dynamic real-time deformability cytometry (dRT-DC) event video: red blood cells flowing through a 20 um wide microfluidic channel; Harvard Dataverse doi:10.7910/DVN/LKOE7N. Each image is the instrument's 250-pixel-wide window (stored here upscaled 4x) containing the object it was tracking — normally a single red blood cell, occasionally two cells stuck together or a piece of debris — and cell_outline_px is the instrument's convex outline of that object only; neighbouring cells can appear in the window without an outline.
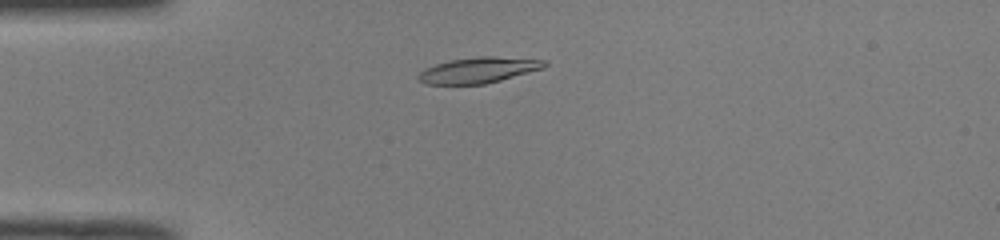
{"species": "common noctule bat (a hibernating species)", "species_latin": "Nyctalus noctula", "temperature_condition": "room temperature", "stored_images_in_passage": 38, "camera_frame_rate_fps": 3000, "um_per_image_px": 0.085, "animal": {"sex": "male", "body_mass_g": 19.0, "forearm_length_mm": 50.8}, "frame": {"image": 1, "passage_image": 1, "time_ms": 0.0, "image_size_px": [1000, 240], "cell_outline_px": [[548, 64], [544, 68], [500, 80], [484, 84], [424, 84], [416, 80], [416, 76], [424, 68], [448, 60], [480, 56], [492, 56], [548, 60]], "centroid_in_image_um": [40.64, 5.96], "position_along_channel_um": 44.4, "area_um2": 19.07}}
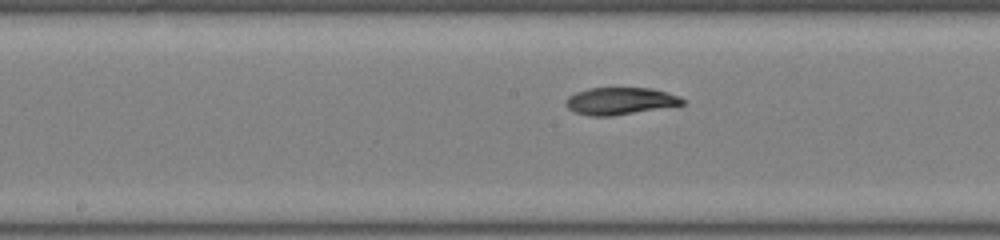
{"frame": {"image": 2, "passage_image": 14, "time_ms": 4.333, "image_size_px": [1000, 240], "cell_outline_px": [[684, 104], [612, 116], [588, 116], [576, 112], [568, 108], [564, 104], [564, 100], [568, 96], [576, 92], [588, 88], [652, 88], [668, 92], [680, 96], [684, 100]], "centroid_in_image_um": [52.68, 8.58], "position_along_channel_um": 195.5, "area_um2": 18.5}}
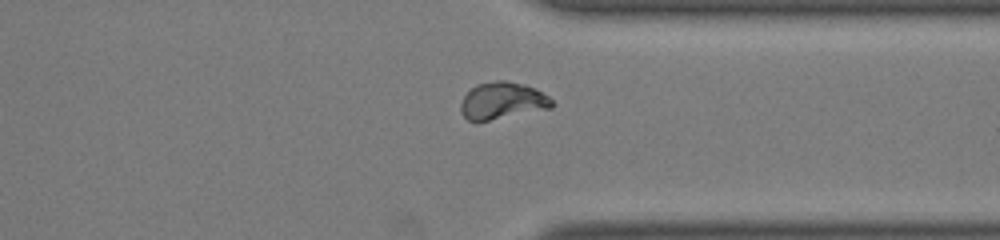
{"frame": {"image": 3, "passage_image": 27, "time_ms": 8.667, "image_size_px": [1000, 240], "cell_outline_px": [[556, 104], [552, 108], [476, 124], [468, 120], [460, 112], [460, 104], [464, 96], [476, 84], [496, 80], [504, 80], [524, 84], [548, 96]], "centroid_in_image_um": [42.67, 8.61], "position_along_channel_um": 368.7, "area_um2": 20.11}, "authors_computed_cell_mechanics": {"area_um2": 18.8717, "velocity_mm_per_s": 3.9974, "shape_relaxation_time_tau1_ms": null, "shape_relaxation_time_tau2_ms": 7.9698, "deformation_change_tau1": null, "deformation_change_tau2": 0.1166}}